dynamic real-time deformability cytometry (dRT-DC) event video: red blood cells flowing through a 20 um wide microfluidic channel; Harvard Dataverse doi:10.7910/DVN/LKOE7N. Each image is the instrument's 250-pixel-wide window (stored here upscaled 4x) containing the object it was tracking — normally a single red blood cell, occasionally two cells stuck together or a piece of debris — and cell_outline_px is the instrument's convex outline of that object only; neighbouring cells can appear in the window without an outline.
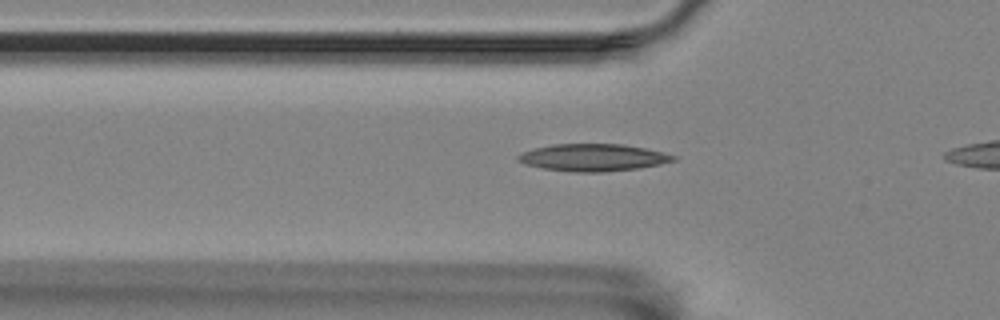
{"species": "Egyptian fruit bat (a non-hibernating species)", "species_latin": "Rousettus aegyptiacus", "temperature_condition": "room temperature", "stored_images_in_passage": 24, "camera_frame_rate_fps": 3000, "um_per_image_px": 0.085, "animal": {"sex": "female"}, "frame": {"image": 1, "passage_image": 4, "time_ms": 1.0, "image_size_px": [1000, 320], "cell_outline_px": [[676, 160], [660, 164], [640, 168], [604, 172], [576, 172], [544, 168], [524, 164], [516, 160], [516, 156], [524, 152], [536, 148], [552, 144], [624, 144], [644, 148], [676, 156]], "centroid_in_image_um": [50.4, 13.39], "position_along_channel_um": 75.4, "area_um2": 24.45}}
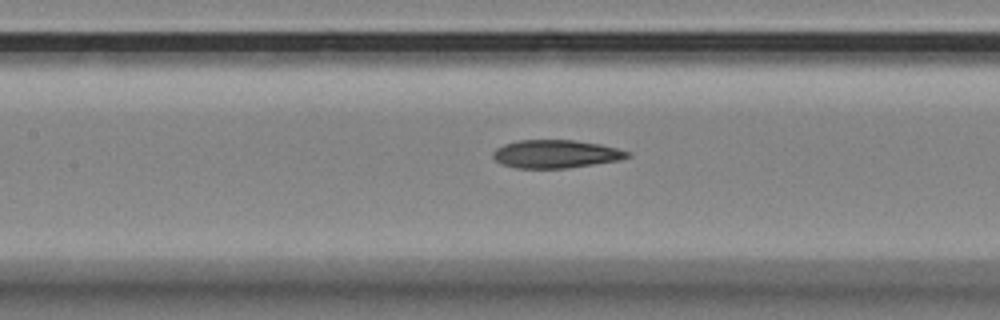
{"frame": {"image": 2, "passage_image": 11, "time_ms": 3.333, "image_size_px": [1000, 320], "cell_outline_px": [[632, 156], [620, 160], [568, 168], [516, 168], [500, 164], [492, 156], [492, 152], [496, 148], [504, 144], [516, 140], [572, 140], [600, 144], [632, 152]], "centroid_in_image_um": [47.24, 13.09], "position_along_channel_um": 160.2, "area_um2": 22.2}}
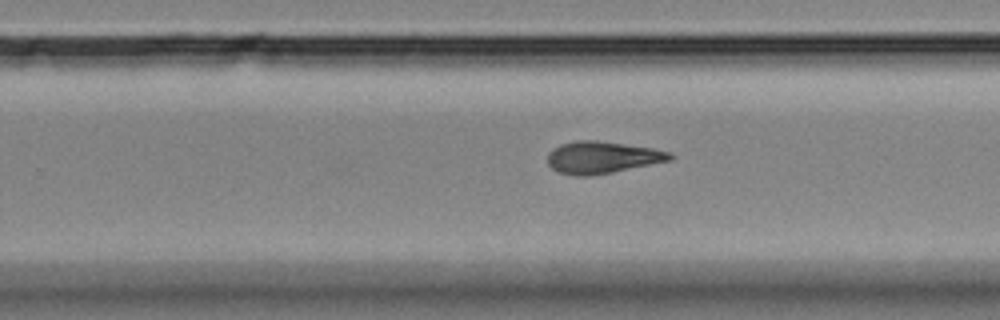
{"frame": {"image": 3, "passage_image": 21, "time_ms": 6.667, "image_size_px": [1000, 320], "cell_outline_px": [[676, 156], [672, 160], [612, 172], [588, 176], [572, 176], [560, 172], [552, 168], [548, 164], [548, 152], [552, 148], [560, 144], [576, 140], [596, 140], [652, 148], [672, 152]], "centroid_in_image_um": [51.19, 13.37], "position_along_channel_um": 278.6, "area_um2": 22.95}}